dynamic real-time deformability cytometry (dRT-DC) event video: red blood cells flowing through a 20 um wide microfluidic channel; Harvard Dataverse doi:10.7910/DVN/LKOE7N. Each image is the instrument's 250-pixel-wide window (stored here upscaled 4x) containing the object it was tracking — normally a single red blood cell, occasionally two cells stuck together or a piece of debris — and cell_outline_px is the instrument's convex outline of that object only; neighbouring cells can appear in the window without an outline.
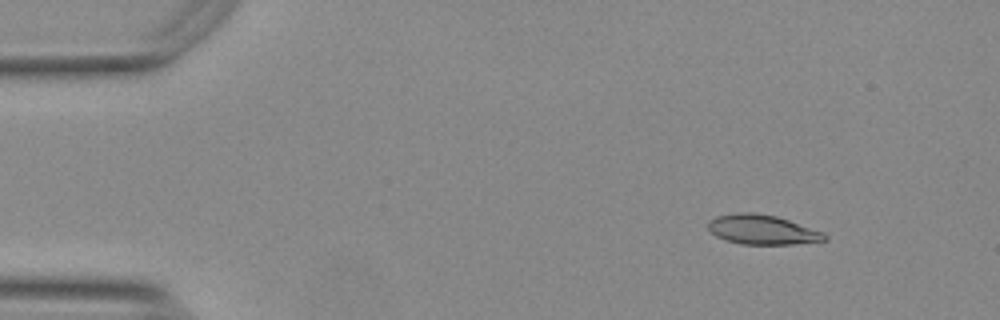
{"species": "Egyptian fruit bat (a non-hibernating species)", "species_latin": "Rousettus aegyptiacus", "temperature_condition": "warm", "stored_images_in_passage": 49, "camera_frame_rate_fps": 3000, "um_per_image_px": 0.085, "animal": {"sex": "female"}, "frame": {"image": 1, "passage_image": 1, "time_ms": 0.0, "image_size_px": [1000, 320], "cell_outline_px": [[828, 240], [792, 244], [740, 244], [716, 236], [708, 228], [708, 220], [716, 216], [736, 212], [752, 212], [776, 216], [824, 232], [828, 236]], "centroid_in_image_um": [64.79, 19.51], "position_along_channel_um": 20.2, "area_um2": 20.06}}
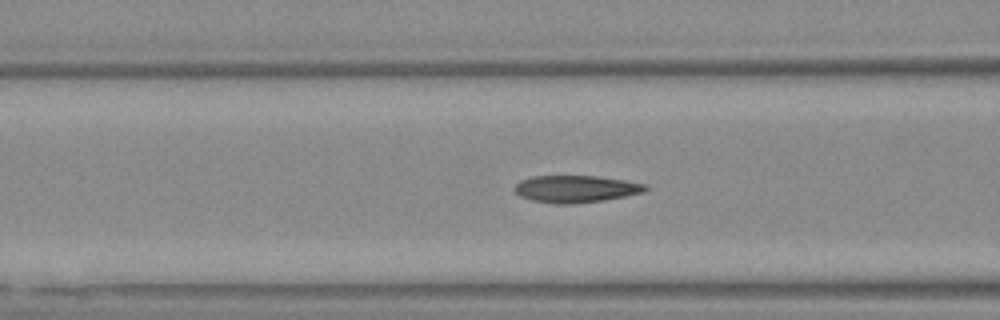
{"frame": {"image": 2, "passage_image": 16, "time_ms": 5.0, "image_size_px": [1000, 320], "cell_outline_px": [[648, 188], [644, 192], [604, 200], [572, 204], [556, 204], [532, 200], [520, 196], [512, 188], [520, 180], [532, 176], [596, 176], [624, 180], [648, 184]], "centroid_in_image_um": [48.93, 16.05], "position_along_channel_um": 117.7, "area_um2": 20.69}}
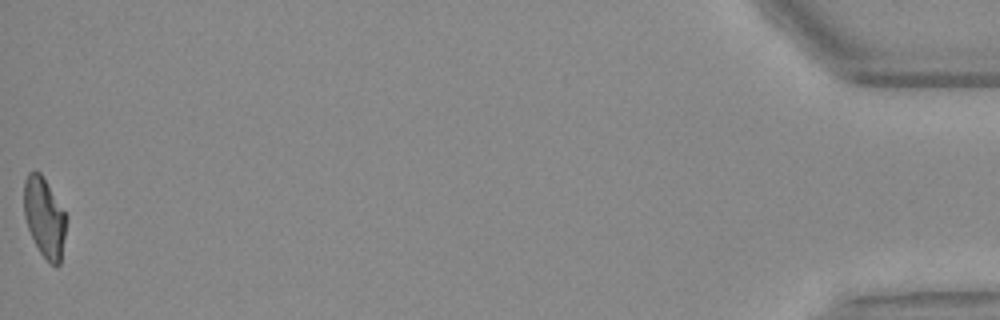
{"frame": {"image": 3, "passage_image": 49, "time_ms": 16.0, "image_size_px": [1000, 320], "cell_outline_px": [[68, 216], [60, 264], [52, 264], [40, 252], [28, 228], [24, 216], [24, 180], [28, 172], [40, 172]], "centroid_in_image_um": [3.79, 18.45], "position_along_channel_um": 431.4, "area_um2": 19.48}, "authors_computed_cell_mechanics": {"area_um2": 20.4612, "velocity_mm_per_s": 3.7635, "shape_relaxation_time_tau1_ms": 6.2303, "shape_relaxation_time_tau2_ms": 0.9061, "deformation_change_tau1": 0.2275, "deformation_change_tau2": 0.0793}}